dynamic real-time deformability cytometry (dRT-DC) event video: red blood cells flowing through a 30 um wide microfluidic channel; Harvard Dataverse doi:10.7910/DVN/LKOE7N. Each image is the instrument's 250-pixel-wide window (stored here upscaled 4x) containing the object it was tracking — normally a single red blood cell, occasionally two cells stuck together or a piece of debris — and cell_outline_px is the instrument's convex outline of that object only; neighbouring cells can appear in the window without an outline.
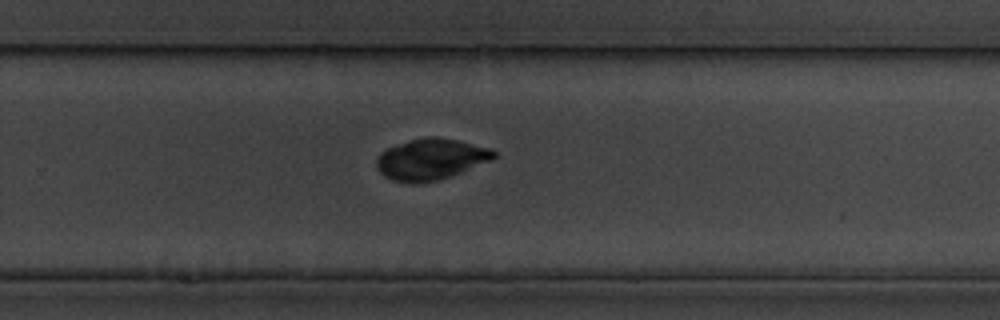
{"species": "common noctule bat (a hibernating species)", "species_latin": "Nyctalus noctula", "temperature_condition": "cold", "stored_images_in_passage": 11, "camera_frame_rate_fps": 3000, "um_per_image_px": 0.085, "animal": {"sex": "male", "body_mass_g": 19.5, "forearm_length_mm": 54.6}, "frame": {"image": 1, "passage_image": 11, "time_ms": 12.0, "image_size_px": [1000, 320], "cell_outline_px": [[496, 156], [492, 160], [460, 172], [436, 180], [412, 184], [392, 180], [384, 176], [376, 168], [376, 160], [380, 152], [388, 148], [424, 136], [436, 136], [456, 140], [488, 148], [496, 152]], "centroid_in_image_um": [36.58, 13.54], "position_along_channel_um": 293.2, "area_um2": 27.74}}